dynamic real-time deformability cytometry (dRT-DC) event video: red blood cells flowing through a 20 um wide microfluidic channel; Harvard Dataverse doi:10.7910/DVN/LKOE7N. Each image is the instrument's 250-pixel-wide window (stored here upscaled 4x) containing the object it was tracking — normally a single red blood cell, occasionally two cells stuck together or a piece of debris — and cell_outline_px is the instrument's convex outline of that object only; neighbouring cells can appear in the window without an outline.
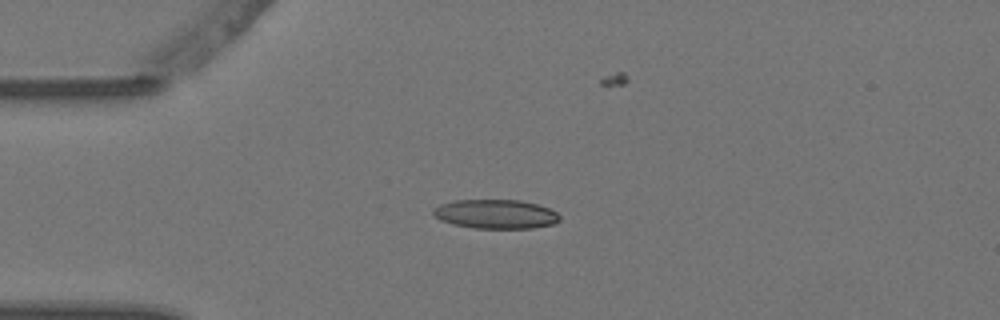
{"species": "Egyptian fruit bat (a non-hibernating species)", "species_latin": "Rousettus aegyptiacus", "temperature_condition": "warm", "stored_images_in_passage": 4, "camera_frame_rate_fps": 3000, "um_per_image_px": 0.085, "animal": {"sex": "female"}, "frame": {"image": 1, "passage_image": 4, "time_ms": 1.0, "image_size_px": [1000, 320], "cell_outline_px": [[560, 220], [556, 224], [532, 228], [476, 228], [452, 224], [440, 220], [432, 212], [440, 204], [456, 200], [520, 200], [536, 204], [548, 208], [556, 212], [560, 216]], "centroid_in_image_um": [42.17, 18.2], "position_along_channel_um": 42.8, "area_um2": 21.39}}